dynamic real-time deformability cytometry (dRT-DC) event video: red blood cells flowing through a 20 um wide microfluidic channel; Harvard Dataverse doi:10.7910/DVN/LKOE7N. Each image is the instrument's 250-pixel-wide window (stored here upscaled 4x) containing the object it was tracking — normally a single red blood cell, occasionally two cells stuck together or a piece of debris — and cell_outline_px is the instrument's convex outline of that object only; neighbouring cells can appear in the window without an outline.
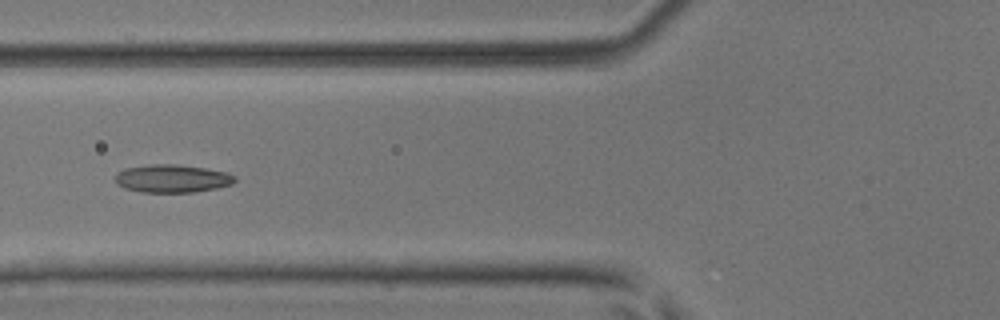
{"species": "common noctule bat (a hibernating species)", "species_latin": "Nyctalus noctula", "temperature_condition": "room temperature", "stored_images_in_passage": 6, "camera_frame_rate_fps": 3000, "um_per_image_px": 0.085, "animal": {"sex": "male", "body_mass_g": 17.9, "forearm_length_mm": 54.2}, "frame": {"image": 1, "passage_image": 5, "time_ms": 1.333, "image_size_px": [1000, 320], "cell_outline_px": [[236, 180], [232, 184], [216, 188], [192, 192], [140, 192], [124, 188], [116, 184], [116, 172], [124, 168], [148, 164], [180, 164], [228, 172], [236, 176]], "centroid_in_image_um": [14.62, 15.16], "position_along_channel_um": 111.2, "area_um2": 19.71}}
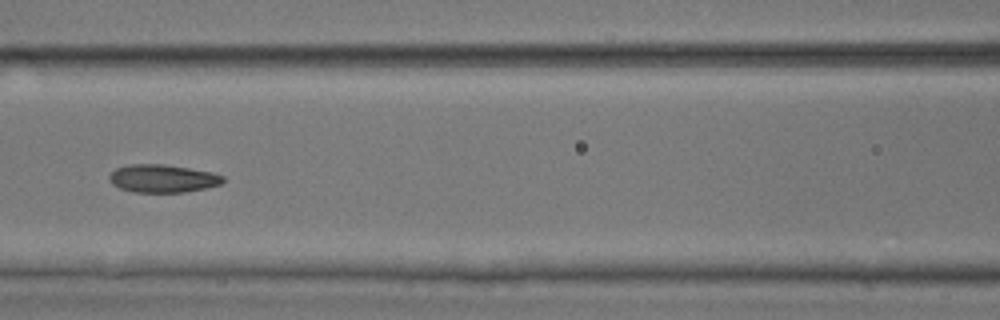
{"frame": {"image": 2, "passage_image": 6, "time_ms": 1.667, "image_size_px": [1000, 320], "cell_outline_px": [[224, 180], [220, 184], [204, 188], [184, 192], [132, 192], [120, 188], [112, 184], [108, 176], [116, 168], [128, 164], [164, 164], [212, 172], [224, 176]], "centroid_in_image_um": [13.8, 15.17], "position_along_channel_um": 152.8, "area_um2": 18.44}}